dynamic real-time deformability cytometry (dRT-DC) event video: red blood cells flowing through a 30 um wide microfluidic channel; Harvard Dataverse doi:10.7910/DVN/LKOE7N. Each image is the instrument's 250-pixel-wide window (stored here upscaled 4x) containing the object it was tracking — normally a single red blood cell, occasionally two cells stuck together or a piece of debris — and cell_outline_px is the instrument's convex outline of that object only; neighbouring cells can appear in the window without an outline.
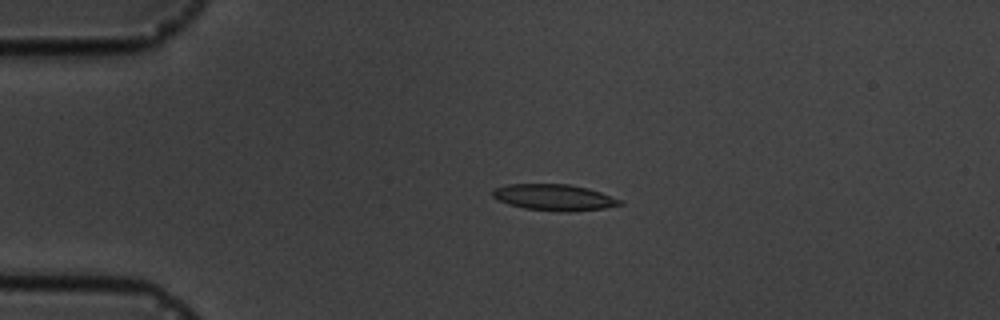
{"species": "common noctule bat (a hibernating species)", "species_latin": "Nyctalus noctula", "temperature_condition": "cold", "stored_images_in_passage": 3, "camera_frame_rate_fps": 3000, "um_per_image_px": 0.085, "animal": {"sex": "male", "body_mass_g": 19.5, "forearm_length_mm": 54.6}, "frame": {"image": 1, "passage_image": 2, "time_ms": 2.0, "image_size_px": [1000, 320], "cell_outline_px": [[624, 204], [604, 208], [568, 212], [560, 212], [524, 208], [508, 204], [496, 200], [492, 196], [492, 192], [496, 188], [508, 184], [568, 184], [588, 188], [624, 200]], "centroid_in_image_um": [47.12, 16.78], "position_along_channel_um": 37.9, "area_um2": 19.59}}